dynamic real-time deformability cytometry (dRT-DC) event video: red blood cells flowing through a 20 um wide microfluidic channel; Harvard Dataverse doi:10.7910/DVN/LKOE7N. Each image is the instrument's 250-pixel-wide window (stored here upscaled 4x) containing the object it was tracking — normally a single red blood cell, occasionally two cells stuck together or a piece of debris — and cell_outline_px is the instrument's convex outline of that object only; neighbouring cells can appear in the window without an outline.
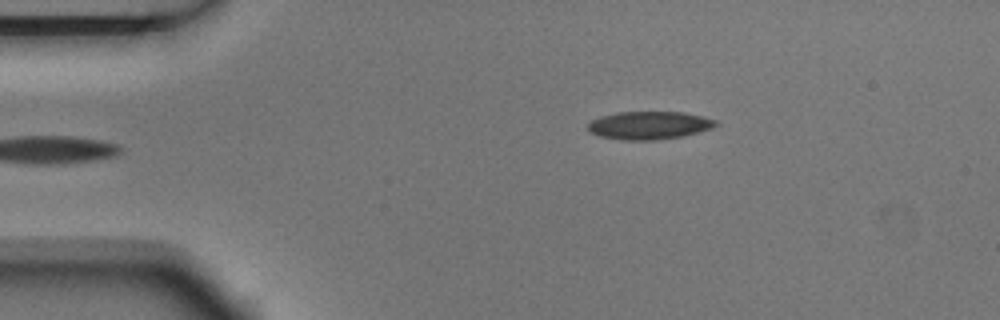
{"species": "Egyptian fruit bat (a non-hibernating species)", "species_latin": "Rousettus aegyptiacus", "temperature_condition": "room temperature", "stored_images_in_passage": 5, "camera_frame_rate_fps": 3000, "um_per_image_px": 0.085, "animal": {"sex": "male"}, "frame": {"image": 1, "passage_image": 5, "time_ms": 1.333, "image_size_px": [1000, 320], "cell_outline_px": [[720, 124], [712, 128], [684, 136], [656, 140], [624, 140], [600, 136], [592, 132], [588, 128], [588, 124], [592, 120], [600, 116], [616, 112], [684, 112], [716, 120]], "centroid_in_image_um": [55.2, 10.65], "position_along_channel_um": 29.8, "area_um2": 20.81}}